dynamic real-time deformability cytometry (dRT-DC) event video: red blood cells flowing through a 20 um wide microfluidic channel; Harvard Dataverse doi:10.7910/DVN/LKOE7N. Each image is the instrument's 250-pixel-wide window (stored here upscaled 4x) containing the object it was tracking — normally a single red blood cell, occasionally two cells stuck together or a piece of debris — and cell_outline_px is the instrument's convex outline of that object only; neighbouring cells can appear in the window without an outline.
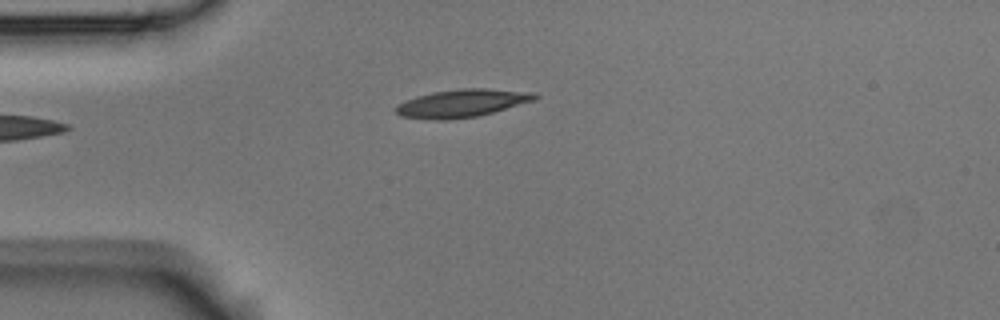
{"species": "Egyptian fruit bat (a non-hibernating species)", "species_latin": "Rousettus aegyptiacus", "temperature_condition": "room temperature", "stored_images_in_passage": 4, "camera_frame_rate_fps": 3000, "um_per_image_px": 0.085, "animal": {"sex": "male"}, "frame": {"image": 1, "passage_image": 4, "time_ms": 1.0, "image_size_px": [1000, 320], "cell_outline_px": [[540, 96], [536, 100], [492, 112], [476, 116], [448, 120], [432, 120], [400, 116], [396, 112], [396, 104], [416, 96], [432, 92], [460, 88], [484, 88], [536, 92]], "centroid_in_image_um": [39.28, 8.76], "position_along_channel_um": 45.7, "area_um2": 22.72}}